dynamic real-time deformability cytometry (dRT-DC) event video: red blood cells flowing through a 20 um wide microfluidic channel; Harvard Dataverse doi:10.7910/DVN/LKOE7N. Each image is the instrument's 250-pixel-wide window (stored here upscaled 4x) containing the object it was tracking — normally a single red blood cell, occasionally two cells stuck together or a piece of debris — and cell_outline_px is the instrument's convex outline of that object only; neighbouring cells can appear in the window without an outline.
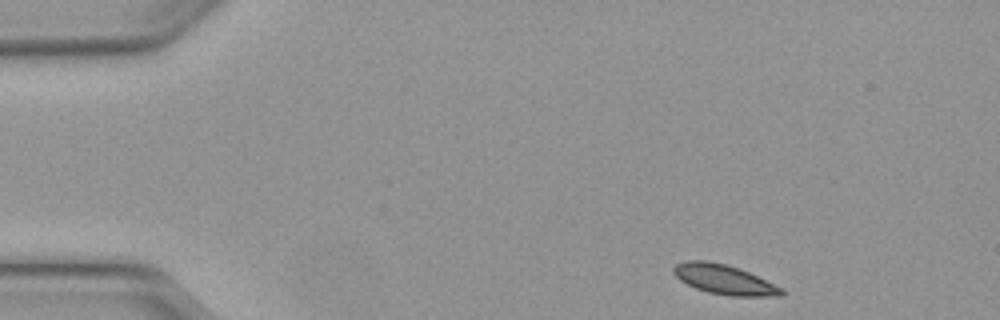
{"species": "Egyptian fruit bat (a non-hibernating species)", "species_latin": "Rousettus aegyptiacus", "temperature_condition": "warm", "stored_images_in_passage": 44, "camera_frame_rate_fps": 3000, "um_per_image_px": 0.085, "animal": {"sex": "female"}, "frame": {"image": 1, "passage_image": 1, "time_ms": 0.0, "image_size_px": [1000, 320], "cell_outline_px": [[784, 296], [728, 296], [708, 292], [696, 288], [680, 280], [672, 272], [672, 268], [676, 264], [684, 260], [708, 260], [728, 264], [748, 272], [784, 288]], "centroid_in_image_um": [61.56, 23.75], "position_along_channel_um": 23.4, "area_um2": 18.84}}
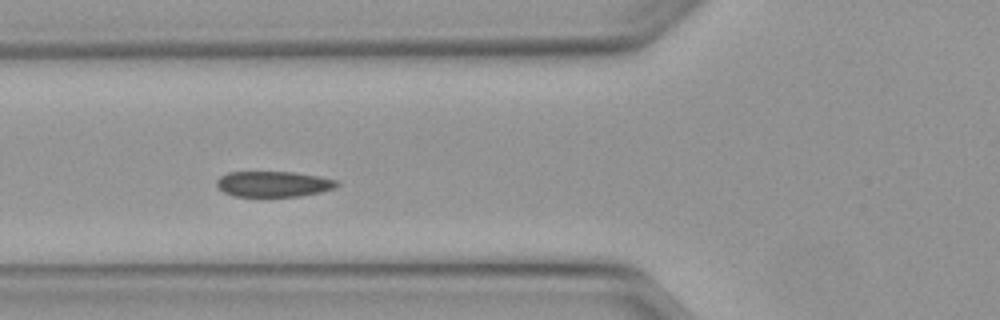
{"frame": {"image": 2, "passage_image": 13, "time_ms": 4.0, "image_size_px": [1000, 320], "cell_outline_px": [[340, 184], [336, 188], [320, 192], [300, 196], [232, 196], [224, 192], [216, 184], [216, 180], [220, 176], [228, 172], [292, 172], [316, 176], [336, 180]], "centroid_in_image_um": [23.23, 15.64], "position_along_channel_um": 102.6, "area_um2": 17.86}}
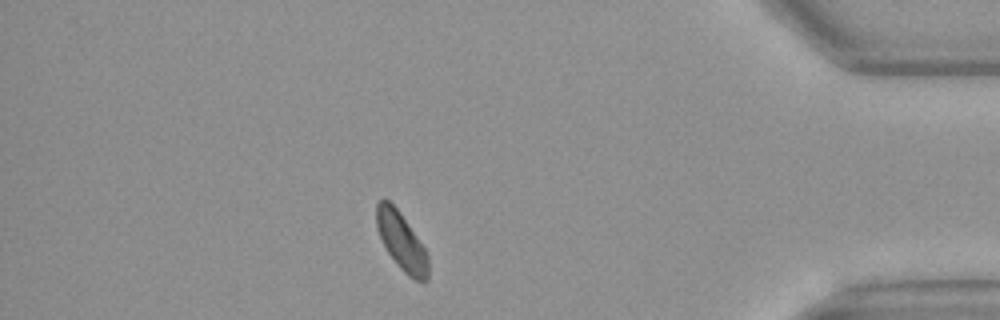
{"frame": {"image": 3, "passage_image": 38, "time_ms": 12.333, "image_size_px": [1000, 320], "cell_outline_px": [[428, 280], [424, 284], [408, 276], [400, 268], [388, 252], [376, 228], [376, 204], [384, 196], [396, 208], [416, 236], [424, 248], [428, 256]], "centroid_in_image_um": [34.12, 20.54], "position_along_channel_um": 401.1, "area_um2": 17.17}, "authors_computed_cell_mechanics": {"area_um2": 18.3804, "velocity_mm_per_s": 4.0723, "shape_relaxation_time_tau1_ms": 2.7656, "shape_relaxation_time_tau2_ms": null, "deformation_change_tau1": 0.0803, "deformation_change_tau2": null}}